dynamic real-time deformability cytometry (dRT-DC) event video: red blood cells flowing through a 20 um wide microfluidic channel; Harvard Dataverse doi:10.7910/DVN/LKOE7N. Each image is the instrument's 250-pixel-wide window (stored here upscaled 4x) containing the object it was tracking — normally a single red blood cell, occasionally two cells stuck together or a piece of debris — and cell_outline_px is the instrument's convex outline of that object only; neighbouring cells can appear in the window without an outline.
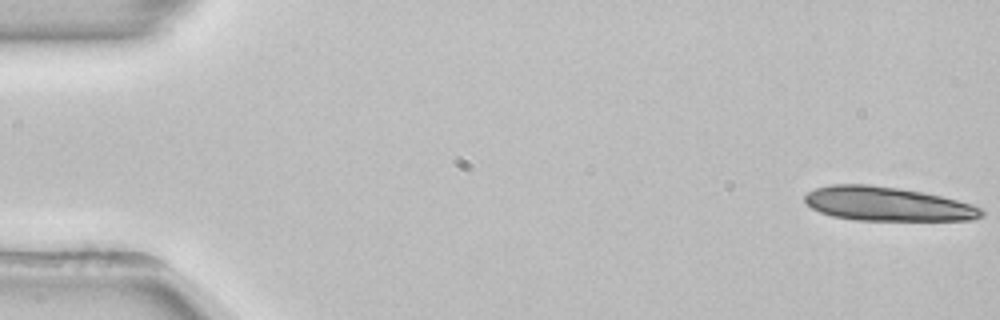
{"species": "common noctule bat (a hibernating species)", "species_latin": "Nyctalus noctula", "temperature_condition": "room temperature", "stored_images_in_passage": 15, "camera_frame_rate_fps": 3000, "um_per_image_px": 0.085, "animal": {"sex": "female", "body_mass_g": 22.7, "forearm_length_mm": 54.2}, "frame": {"image": 1, "passage_image": 1, "time_ms": 0.0, "image_size_px": [1000, 320], "cell_outline_px": [[984, 216], [972, 220], [856, 220], [832, 216], [820, 212], [812, 208], [804, 200], [804, 196], [808, 192], [816, 188], [832, 184], [868, 184], [900, 188], [940, 196], [972, 204], [984, 208]], "centroid_in_image_um": [75.44, 17.34], "position_along_channel_um": 9.6, "area_um2": 35.03}}